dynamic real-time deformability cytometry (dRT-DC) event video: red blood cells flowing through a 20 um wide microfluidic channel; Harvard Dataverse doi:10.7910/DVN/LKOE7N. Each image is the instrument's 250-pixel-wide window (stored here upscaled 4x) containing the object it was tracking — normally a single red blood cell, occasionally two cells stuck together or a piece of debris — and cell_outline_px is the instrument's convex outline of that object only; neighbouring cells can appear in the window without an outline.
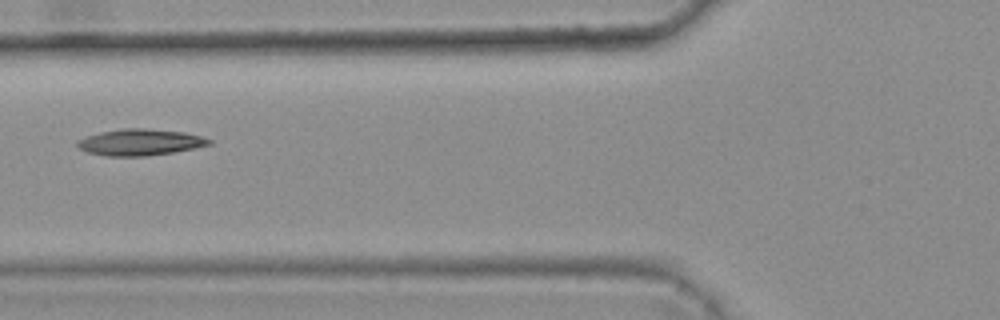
{"species": "common noctule bat (a hibernating species)", "species_latin": "Nyctalus noctula", "temperature_condition": "warm", "stored_images_in_passage": 3, "camera_frame_rate_fps": 3000, "um_per_image_px": 0.085, "animal": {"sex": "female", "body_mass_g": 25.1}, "frame": {"image": 1, "passage_image": 3, "time_ms": 0.667, "image_size_px": [1000, 320], "cell_outline_px": [[212, 144], [172, 152], [144, 156], [104, 156], [88, 152], [80, 148], [76, 144], [76, 140], [84, 136], [100, 132], [120, 128], [144, 128], [184, 132], [200, 136], [212, 140]], "centroid_in_image_um": [11.85, 12.08], "position_along_channel_um": 114.0, "area_um2": 20.23}}